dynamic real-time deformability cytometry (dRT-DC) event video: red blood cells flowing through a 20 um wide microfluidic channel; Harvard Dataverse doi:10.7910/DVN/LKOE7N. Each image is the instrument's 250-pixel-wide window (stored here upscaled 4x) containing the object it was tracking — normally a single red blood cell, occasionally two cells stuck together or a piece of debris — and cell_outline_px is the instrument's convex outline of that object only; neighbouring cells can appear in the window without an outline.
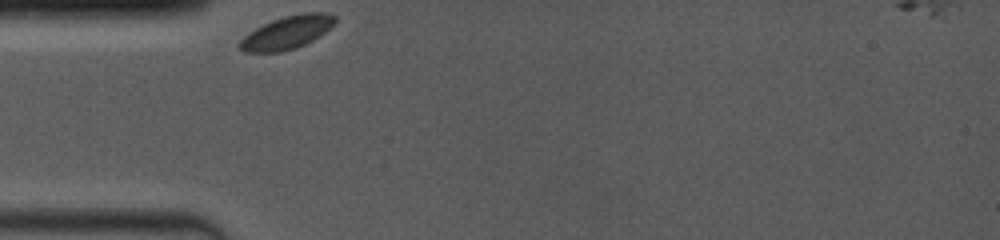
{"species": "common noctule bat (a hibernating species)", "species_latin": "Nyctalus noctula", "temperature_condition": "room temperature", "stored_images_in_passage": 23, "camera_frame_rate_fps": 4000, "um_per_image_px": 0.085, "animal": {"sex": "female", "body_mass_g": 19.0, "forearm_length_mm": 53.3}, "frame": {"image": 1, "passage_image": 1, "time_ms": 0.0, "image_size_px": [1000, 240], "cell_outline_px": [[336, 20], [320, 36], [296, 48], [280, 52], [244, 52], [236, 44], [248, 32], [272, 20], [284, 16], [300, 12], [328, 12], [336, 16]], "centroid_in_image_um": [24.38, 2.75], "position_along_channel_um": 60.6, "area_um2": 18.38}}
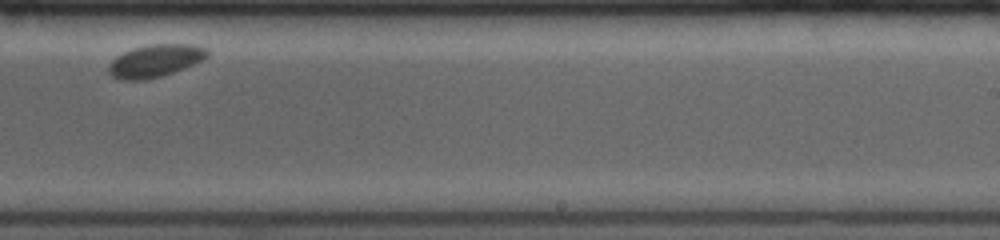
{"frame": {"image": 2, "passage_image": 14, "time_ms": 6.25, "image_size_px": [1000, 240], "cell_outline_px": [[208, 56], [192, 64], [172, 72], [160, 76], [144, 80], [120, 80], [112, 76], [108, 72], [108, 64], [116, 56], [132, 48], [148, 44], [192, 44], [208, 48]], "centroid_in_image_um": [13.15, 5.15], "position_along_channel_um": 275.9, "area_um2": 18.61}}
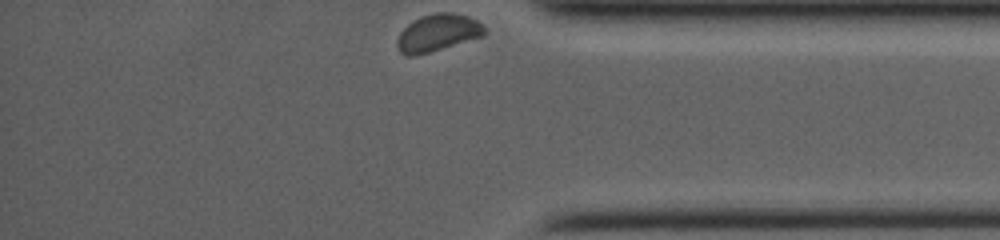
{"frame": {"image": 3, "passage_image": 23, "time_ms": 9.75, "image_size_px": [1000, 240], "cell_outline_px": [[488, 32], [484, 36], [428, 52], [412, 56], [404, 56], [400, 52], [396, 44], [396, 40], [400, 32], [412, 20], [420, 16], [436, 12], [452, 12], [468, 16], [476, 20]], "centroid_in_image_um": [37.19, 2.78], "position_along_channel_um": 398.0, "area_um2": 18.96}}